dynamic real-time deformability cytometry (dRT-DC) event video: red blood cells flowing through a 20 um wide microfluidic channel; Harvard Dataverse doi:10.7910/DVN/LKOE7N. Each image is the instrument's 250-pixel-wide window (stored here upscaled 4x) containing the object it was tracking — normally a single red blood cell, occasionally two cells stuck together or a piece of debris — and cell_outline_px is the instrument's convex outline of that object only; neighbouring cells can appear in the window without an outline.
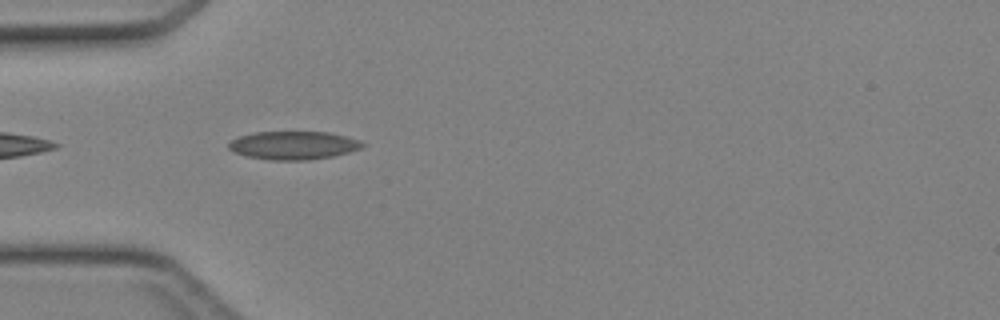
{"species": "Egyptian fruit bat (a non-hibernating species)", "species_latin": "Rousettus aegyptiacus", "temperature_condition": "cold", "stored_images_in_passage": 6, "camera_frame_rate_fps": 3000, "um_per_image_px": 0.085, "animal": {"sex": "female"}, "frame": {"image": 1, "passage_image": 2, "time_ms": 0.333, "image_size_px": [1000, 320], "cell_outline_px": [[368, 144], [360, 148], [348, 152], [332, 156], [308, 160], [268, 160], [248, 156], [236, 152], [228, 148], [228, 144], [232, 140], [240, 136], [256, 132], [328, 132], [360, 140]], "centroid_in_image_um": [24.97, 12.35], "position_along_channel_um": 60.0, "area_um2": 21.85}}